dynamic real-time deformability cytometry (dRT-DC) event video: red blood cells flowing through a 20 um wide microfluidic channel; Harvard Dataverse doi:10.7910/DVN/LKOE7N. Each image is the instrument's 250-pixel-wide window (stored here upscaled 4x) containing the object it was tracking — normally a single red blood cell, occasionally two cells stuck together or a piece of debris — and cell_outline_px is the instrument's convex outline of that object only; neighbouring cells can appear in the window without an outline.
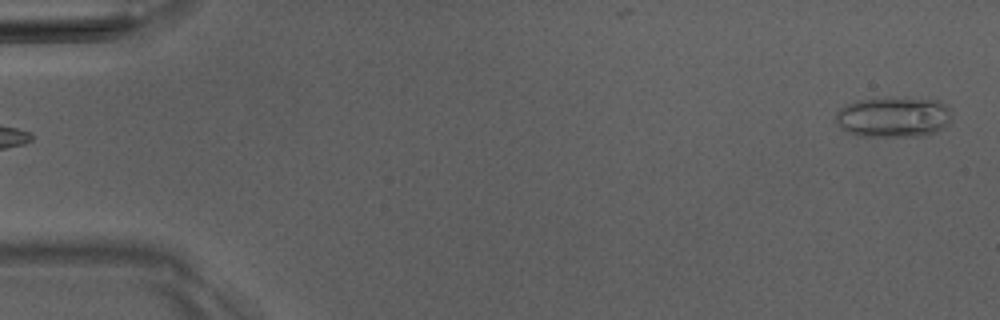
{"species": "Egyptian fruit bat (a non-hibernating species)", "species_latin": "Rousettus aegyptiacus", "temperature_condition": "room temperature", "stored_images_in_passage": 5, "camera_frame_rate_fps": 3000, "um_per_image_px": 0.085, "animal": {"sex": "male"}, "frame": {"image": 1, "passage_image": 5, "time_ms": 5.667, "image_size_px": [1000, 320], "cell_outline_px": [[948, 124], [936, 132], [924, 136], [856, 136], [840, 128], [836, 124], [836, 112], [840, 108], [848, 104], [860, 100], [888, 96], [940, 100], [948, 104]], "centroid_in_image_um": [75.92, 9.93], "position_along_channel_um": 9.1, "area_um2": 27.74}}